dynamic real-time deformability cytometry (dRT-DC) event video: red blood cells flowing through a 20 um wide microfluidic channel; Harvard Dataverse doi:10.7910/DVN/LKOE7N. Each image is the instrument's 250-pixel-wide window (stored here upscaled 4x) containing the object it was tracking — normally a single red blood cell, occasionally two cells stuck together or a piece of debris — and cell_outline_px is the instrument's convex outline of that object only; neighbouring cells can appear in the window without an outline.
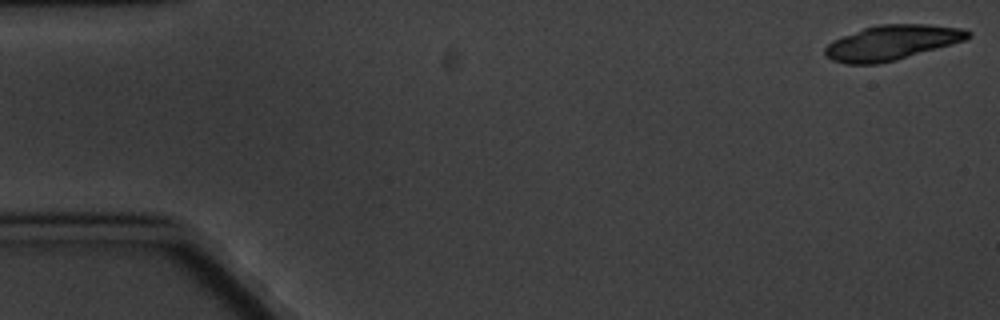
{"species": "common noctule bat (a hibernating species)", "species_latin": "Nyctalus noctula", "temperature_condition": "cold", "stored_images_in_passage": 6, "camera_frame_rate_fps": 3000, "um_per_image_px": 0.085, "animal": {"sex": "male", "body_mass_g": 20.1, "forearm_length_mm": 53.5}, "frame": {"image": 1, "passage_image": 1, "time_ms": 0.0, "image_size_px": [1000, 320], "cell_outline_px": [[972, 36], [964, 40], [896, 60], [876, 64], [844, 64], [832, 60], [824, 52], [824, 48], [832, 40], [864, 28], [880, 24], [924, 24], [964, 28], [972, 32]], "centroid_in_image_um": [75.8, 3.62], "position_along_channel_um": 9.2, "area_um2": 28.84}}